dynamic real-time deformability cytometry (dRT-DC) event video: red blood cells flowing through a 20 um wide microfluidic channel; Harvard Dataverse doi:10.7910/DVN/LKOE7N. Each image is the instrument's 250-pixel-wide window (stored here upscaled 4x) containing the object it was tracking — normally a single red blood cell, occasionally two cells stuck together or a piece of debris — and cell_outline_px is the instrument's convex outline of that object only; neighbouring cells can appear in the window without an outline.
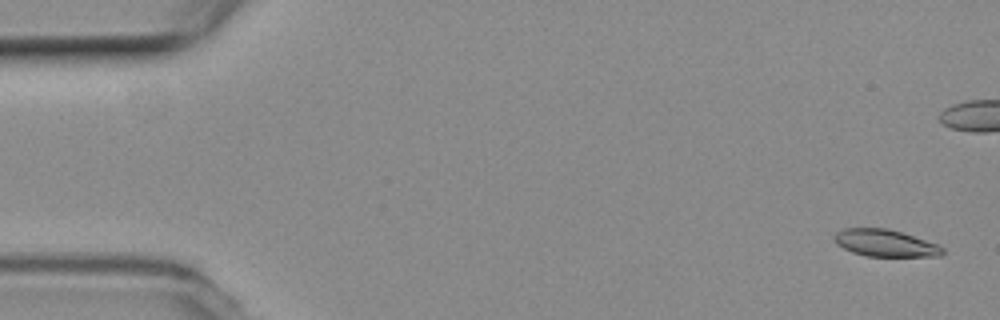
{"species": "common noctule bat (a hibernating species)", "species_latin": "Nyctalus noctula", "temperature_condition": "room temperature", "stored_images_in_passage": 6, "camera_frame_rate_fps": 3000, "um_per_image_px": 0.085, "animal": {"sex": "female", "body_mass_g": 19.3, "forearm_length_mm": 54.1}, "frame": {"image": 1, "passage_image": 1, "time_ms": 0.0, "image_size_px": [1000, 320], "cell_outline_px": [[944, 252], [940, 256], [864, 256], [852, 252], [836, 244], [832, 236], [836, 232], [844, 228], [888, 228], [936, 244], [944, 248]], "centroid_in_image_um": [75.19, 20.66], "position_along_channel_um": 9.8, "area_um2": 16.94}}
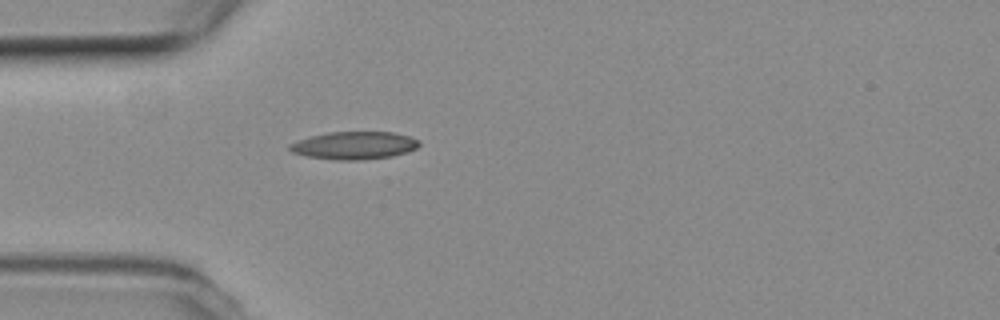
{"frame": {"image": 2, "passage_image": 6, "time_ms": 1.667, "image_size_px": [1000, 320], "cell_outline_px": [[420, 144], [416, 148], [408, 152], [392, 156], [356, 160], [336, 160], [308, 156], [292, 152], [288, 148], [288, 144], [312, 136], [328, 132], [392, 132], [412, 136], [420, 140]], "centroid_in_image_um": [30.15, 12.35], "position_along_channel_um": 54.8, "area_um2": 20.87}}